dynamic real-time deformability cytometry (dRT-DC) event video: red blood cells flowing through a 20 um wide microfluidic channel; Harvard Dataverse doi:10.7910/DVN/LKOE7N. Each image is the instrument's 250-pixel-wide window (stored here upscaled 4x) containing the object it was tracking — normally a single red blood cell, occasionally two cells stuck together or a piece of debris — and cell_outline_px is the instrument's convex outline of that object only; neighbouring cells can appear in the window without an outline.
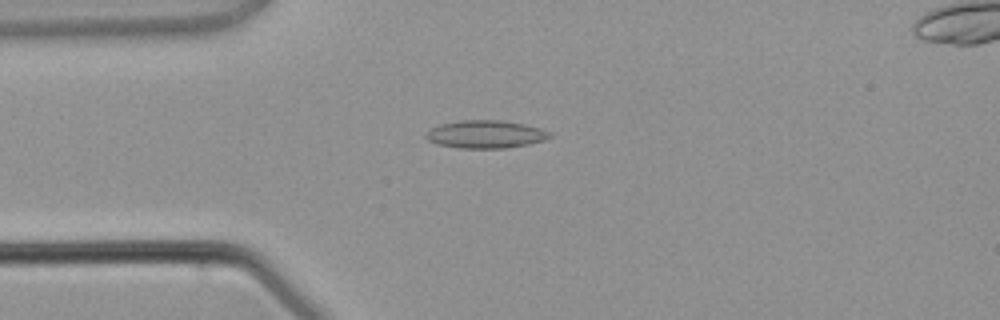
{"species": "common noctule bat (a hibernating species)", "species_latin": "Nyctalus noctula", "temperature_condition": "warm", "stored_images_in_passage": 4, "camera_frame_rate_fps": 3000, "um_per_image_px": 0.085, "animal": {"sex": "male", "body_mass_g": 21.5, "forearm_length_mm": 52.0}, "frame": {"image": 1, "passage_image": 3, "time_ms": 3.0, "image_size_px": [1000, 320], "cell_outline_px": [[552, 136], [544, 140], [528, 144], [504, 148], [460, 148], [436, 144], [428, 140], [424, 136], [432, 128], [440, 124], [460, 120], [500, 120], [524, 124], [540, 128], [548, 132]], "centroid_in_image_um": [41.25, 11.41], "position_along_channel_um": 43.7, "area_um2": 19.94}}